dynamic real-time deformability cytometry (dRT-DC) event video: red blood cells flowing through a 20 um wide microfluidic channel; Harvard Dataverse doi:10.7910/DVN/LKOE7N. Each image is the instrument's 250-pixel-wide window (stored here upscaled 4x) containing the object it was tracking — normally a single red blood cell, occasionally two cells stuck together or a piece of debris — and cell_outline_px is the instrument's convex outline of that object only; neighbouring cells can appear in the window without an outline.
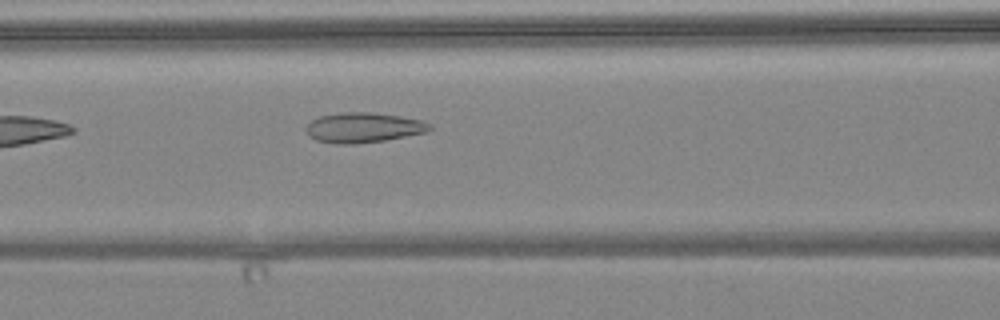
{"species": "common noctule bat (a hibernating species)", "species_latin": "Nyctalus noctula", "temperature_condition": "warm", "stored_images_in_passage": 5, "camera_frame_rate_fps": 3000, "um_per_image_px": 0.085, "animal": {"sex": "female", "body_mass_g": 24.6, "forearm_length_mm": 56.2}, "frame": {"image": 1, "passage_image": 5, "time_ms": 4.667, "image_size_px": [1000, 320], "cell_outline_px": [[432, 128], [428, 132], [384, 140], [356, 144], [336, 144], [316, 140], [308, 136], [304, 128], [312, 120], [320, 116], [340, 112], [368, 112], [400, 116], [420, 120], [432, 124]], "centroid_in_image_um": [30.87, 10.85], "position_along_channel_um": 135.7, "area_um2": 21.73}}